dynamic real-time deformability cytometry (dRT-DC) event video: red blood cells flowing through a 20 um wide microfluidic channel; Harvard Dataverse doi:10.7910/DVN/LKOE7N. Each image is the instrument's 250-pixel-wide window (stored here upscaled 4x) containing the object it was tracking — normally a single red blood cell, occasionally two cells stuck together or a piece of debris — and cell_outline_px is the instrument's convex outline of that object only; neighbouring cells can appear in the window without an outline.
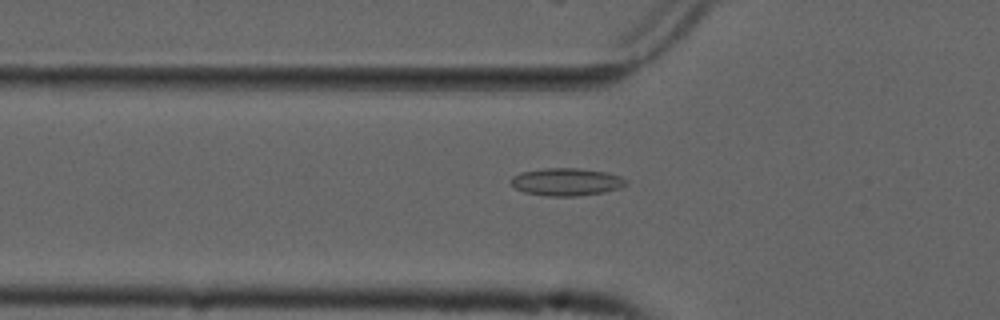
{"species": "common noctule bat (a hibernating species)", "species_latin": "Nyctalus noctula", "temperature_condition": "cold", "stored_images_in_passage": 38, "camera_frame_rate_fps": 3000, "um_per_image_px": 0.085, "animal": {"sex": "male", "forearm_length_mm": 52.5}, "frame": {"image": 1, "passage_image": 2, "time_ms": 0.333, "image_size_px": [1000, 320], "cell_outline_px": [[628, 184], [620, 188], [604, 192], [576, 196], [548, 196], [524, 192], [516, 188], [508, 180], [512, 176], [524, 172], [544, 168], [576, 168], [604, 172], [620, 176], [628, 180]], "centroid_in_image_um": [48.16, 15.46], "position_along_channel_um": 77.6, "area_um2": 18.44}}
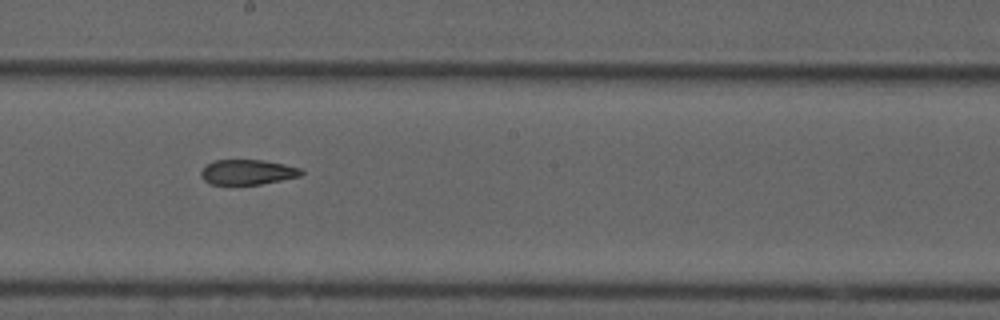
{"frame": {"image": 2, "passage_image": 14, "time_ms": 4.333, "image_size_px": [1000, 320], "cell_outline_px": [[304, 172], [300, 176], [260, 184], [208, 184], [200, 176], [200, 172], [208, 164], [216, 160], [264, 160], [284, 164], [300, 168]], "centroid_in_image_um": [21.03, 14.63], "position_along_channel_um": 227.2, "area_um2": 14.51}}
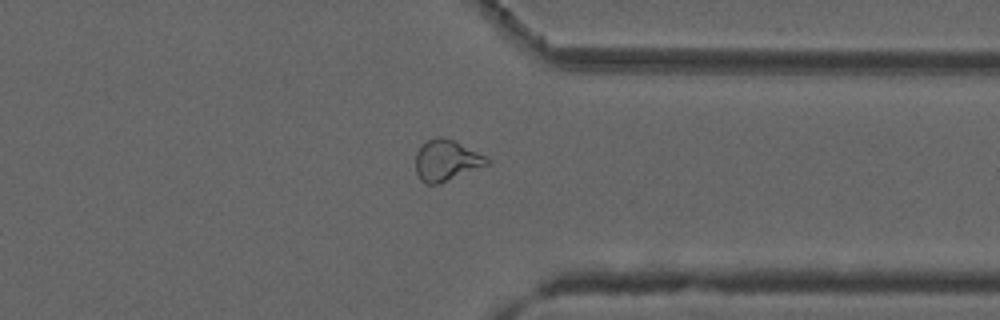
{"frame": {"image": 3, "passage_image": 26, "time_ms": 8.333, "image_size_px": [1000, 320], "cell_outline_px": [[488, 164], [436, 184], [424, 184], [420, 180], [416, 172], [416, 152], [428, 140], [436, 136], [440, 136], [452, 140], [488, 156]], "centroid_in_image_um": [37.92, 13.63], "position_along_channel_um": 373.5, "area_um2": 16.65}, "authors_computed_cell_mechanics": {"area_um2": 16.4152, "velocity_mm_per_s": 3.7352, "shape_relaxation_time_tau1_ms": null, "shape_relaxation_time_tau2_ms": 3.6431, "deformation_change_tau1": null, "deformation_change_tau2": 0.1059}}